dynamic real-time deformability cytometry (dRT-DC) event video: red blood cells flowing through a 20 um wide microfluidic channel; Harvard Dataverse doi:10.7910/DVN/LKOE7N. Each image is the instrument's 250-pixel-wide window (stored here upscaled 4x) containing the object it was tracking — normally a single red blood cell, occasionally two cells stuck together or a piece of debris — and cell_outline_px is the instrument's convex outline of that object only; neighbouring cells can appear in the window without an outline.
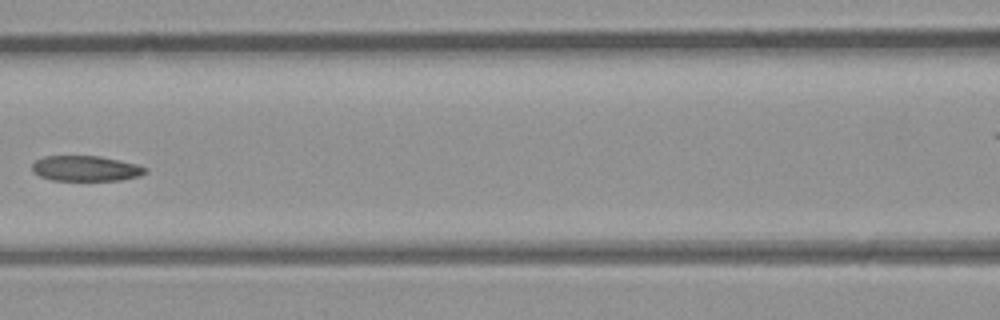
{"species": "common noctule bat (a hibernating species)", "species_latin": "Nyctalus noctula", "temperature_condition": "room temperature", "stored_images_in_passage": 7, "segment_of_instrument_passage": [1, 2], "camera_frame_rate_fps": 3000, "um_per_image_px": 0.085, "animal": {"sex": "male", "body_mass_g": 23.1, "forearm_length_mm": 52.7}, "frame": {"image": 1, "passage_image": 6, "time_ms": 1.667, "image_size_px": [1000, 320], "cell_outline_px": [[148, 172], [140, 176], [120, 180], [52, 180], [40, 176], [32, 172], [32, 164], [36, 160], [44, 156], [100, 156], [136, 164], [148, 168]], "centroid_in_image_um": [7.3, 14.32], "position_along_channel_um": 159.3, "area_um2": 16.76}}